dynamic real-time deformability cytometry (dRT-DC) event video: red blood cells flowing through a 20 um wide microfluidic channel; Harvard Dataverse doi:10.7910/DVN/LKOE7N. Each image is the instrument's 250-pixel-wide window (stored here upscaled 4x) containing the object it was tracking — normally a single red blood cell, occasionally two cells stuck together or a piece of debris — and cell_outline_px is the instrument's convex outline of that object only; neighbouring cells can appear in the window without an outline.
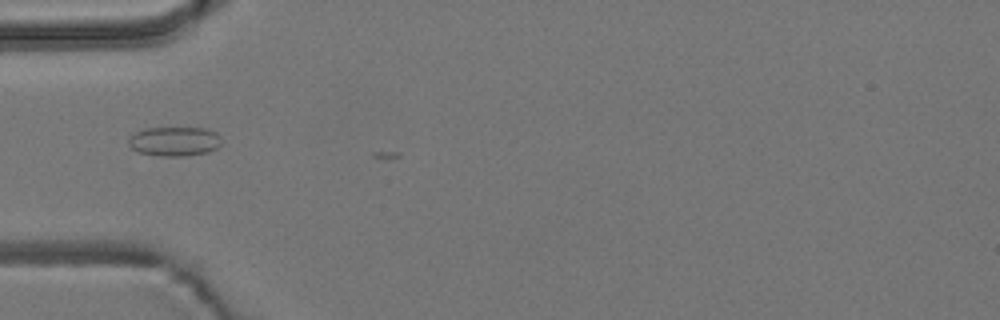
{"species": "common noctule bat (a hibernating species)", "species_latin": "Nyctalus noctula", "temperature_condition": "room temperature", "stored_images_in_passage": 7, "camera_frame_rate_fps": 3000, "um_per_image_px": 0.085, "animal": {"sex": "male", "body_mass_g": 19.2, "forearm_length_mm": 51.8}, "frame": {"image": 1, "passage_image": 1, "time_ms": 0.0, "image_size_px": [1000, 320], "cell_outline_px": [[220, 144], [216, 148], [208, 152], [184, 156], [160, 156], [140, 152], [132, 148], [128, 144], [128, 140], [136, 132], [144, 128], [204, 128], [216, 132], [220, 136]], "centroid_in_image_um": [14.84, 12.01], "position_along_channel_um": 70.2, "area_um2": 15.78}}
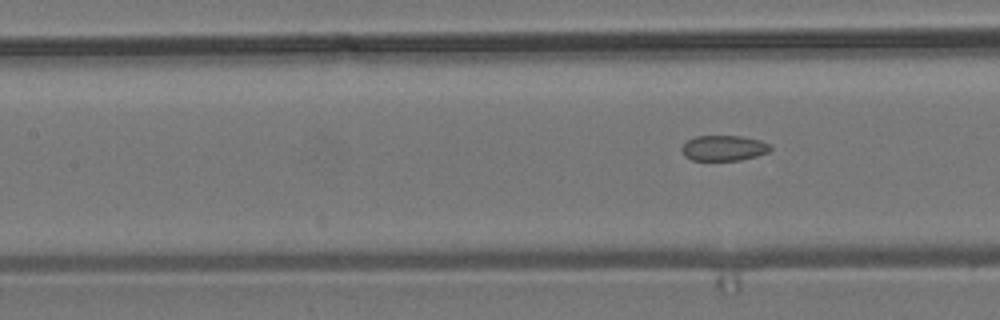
{"frame": {"image": 2, "passage_image": 7, "time_ms": 2.0, "image_size_px": [1000, 320], "cell_outline_px": [[772, 148], [768, 152], [756, 156], [740, 160], [692, 160], [684, 156], [680, 148], [688, 140], [696, 136], [744, 136], [760, 140], [772, 144]], "centroid_in_image_um": [61.54, 12.58], "position_along_channel_um": 145.9, "area_um2": 13.24}}